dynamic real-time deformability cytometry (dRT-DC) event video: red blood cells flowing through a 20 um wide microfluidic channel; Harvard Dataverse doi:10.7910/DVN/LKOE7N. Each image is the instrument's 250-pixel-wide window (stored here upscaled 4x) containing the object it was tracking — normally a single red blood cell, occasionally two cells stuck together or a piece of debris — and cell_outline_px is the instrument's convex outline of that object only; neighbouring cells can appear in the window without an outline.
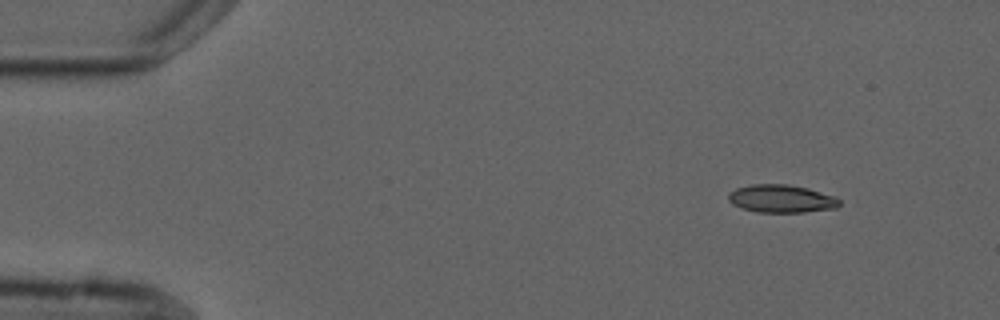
{"species": "common noctule bat (a hibernating species)", "species_latin": "Nyctalus noctula", "temperature_condition": "cold", "stored_images_in_passage": 4, "camera_frame_rate_fps": 3000, "um_per_image_px": 0.085, "animal": {"sex": "male", "forearm_length_mm": 52.5}, "frame": {"image": 1, "passage_image": 1, "time_ms": 0.0, "image_size_px": [1000, 320], "cell_outline_px": [[840, 204], [836, 208], [804, 212], [756, 212], [732, 204], [728, 200], [728, 192], [736, 188], [752, 184], [788, 184], [808, 188], [836, 196], [840, 200]], "centroid_in_image_um": [66.42, 16.88], "position_along_channel_um": 18.6, "area_um2": 18.15}}
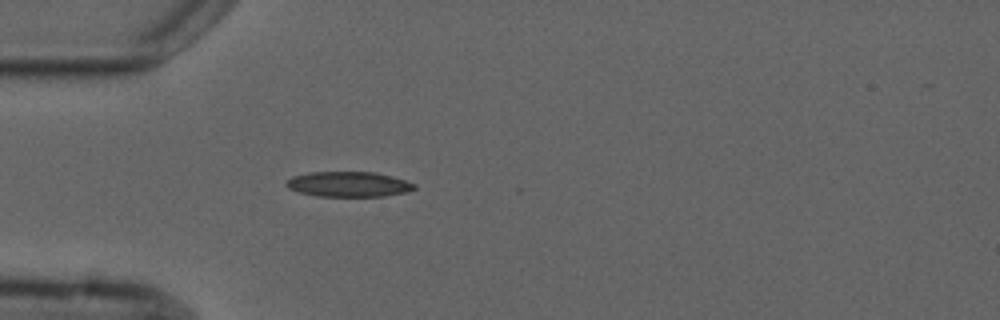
{"frame": {"image": 2, "passage_image": 4, "time_ms": 3.333, "image_size_px": [1000, 320], "cell_outline_px": [[416, 188], [408, 192], [384, 196], [316, 196], [300, 192], [288, 188], [284, 184], [292, 176], [308, 172], [376, 172], [392, 176], [416, 184]], "centroid_in_image_um": [29.63, 15.65], "position_along_channel_um": 55.4, "area_um2": 18.84}}